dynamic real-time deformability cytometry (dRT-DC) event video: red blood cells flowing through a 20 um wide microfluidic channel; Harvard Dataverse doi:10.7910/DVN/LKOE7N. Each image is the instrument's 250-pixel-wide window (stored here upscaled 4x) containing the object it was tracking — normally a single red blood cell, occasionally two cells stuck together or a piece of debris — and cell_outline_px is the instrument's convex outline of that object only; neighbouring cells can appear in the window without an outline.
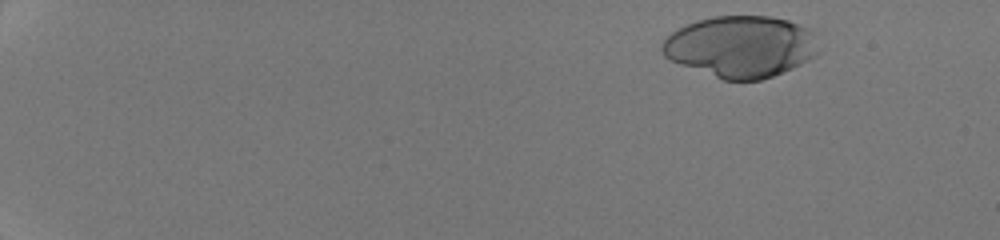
{"species": "human", "species_latin": "Homo sapiens", "temperature_condition": "room temperature", "stored_images_in_passage": 46, "segment_of_instrument_passage": [1, 2], "camera_frame_rate_fps": 3000, "um_per_image_px": 0.085, "donor": {"sex": "male"}, "frame": {"image": 1, "passage_image": 2, "time_ms": 0.333, "image_size_px": [1000, 240], "cell_outline_px": [[820, 52], [816, 56], [792, 68], [772, 76], [760, 80], [724, 80], [668, 60], [664, 56], [660, 48], [660, 44], [672, 32], [696, 20], [712, 16], [768, 16], [788, 20], [808, 28], [812, 32]], "centroid_in_image_um": [62.96, 3.96], "position_along_channel_um": 22.0, "area_um2": 56.07}}
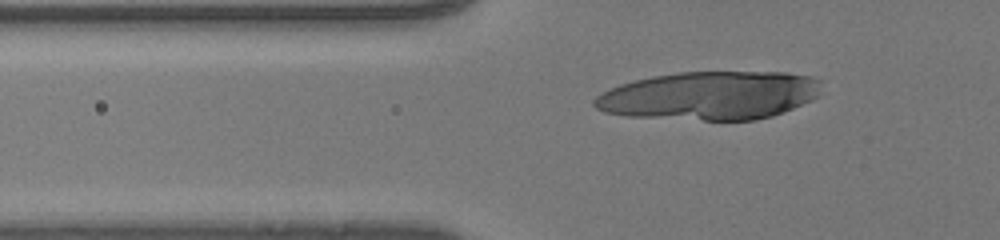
{"frame": {"image": 2, "passage_image": 16, "time_ms": 5.0, "image_size_px": [1000, 240], "cell_outline_px": [[820, 80], [816, 96], [792, 108], [772, 116], [756, 120], [704, 120], [624, 116], [604, 112], [596, 108], [592, 104], [592, 100], [596, 96], [620, 84], [652, 76], [676, 72], [784, 72], [812, 76]], "centroid_in_image_um": [60.28, 8.12], "position_along_channel_um": 65.5, "area_um2": 63.81}}